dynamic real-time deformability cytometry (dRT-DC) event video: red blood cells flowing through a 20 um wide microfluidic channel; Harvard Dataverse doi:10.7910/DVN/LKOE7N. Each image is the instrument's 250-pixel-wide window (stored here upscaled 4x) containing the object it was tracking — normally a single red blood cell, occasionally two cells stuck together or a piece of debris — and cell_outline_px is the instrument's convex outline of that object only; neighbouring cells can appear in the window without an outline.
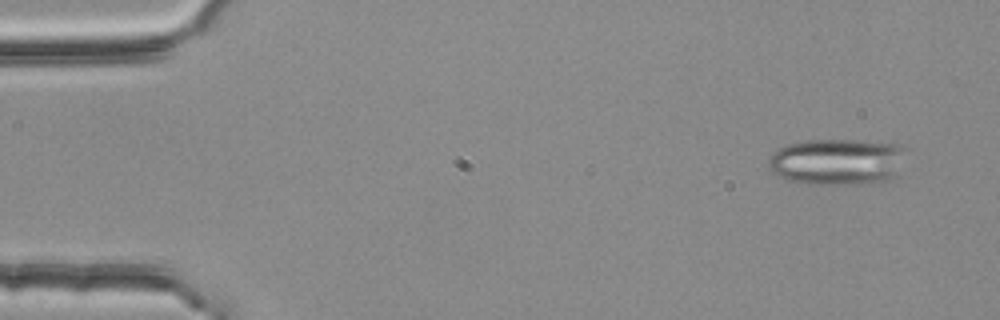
{"species": "common noctule bat (a hibernating species)", "species_latin": "Nyctalus noctula", "temperature_condition": "room temperature", "stored_images_in_passage": 2, "camera_frame_rate_fps": 3000, "um_per_image_px": 0.085, "animal": {"sex": "female", "body_mass_g": 25.1}, "frame": {"image": 1, "passage_image": 1, "time_ms": 0.0, "image_size_px": [1000, 320], "cell_outline_px": [[912, 148], [900, 176], [880, 184], [808, 184], [788, 180], [776, 176], [768, 168], [768, 160], [772, 152], [776, 148], [800, 140], [856, 140], [900, 144]], "centroid_in_image_um": [71.31, 13.75], "position_along_channel_um": 13.7, "area_um2": 39.19}}